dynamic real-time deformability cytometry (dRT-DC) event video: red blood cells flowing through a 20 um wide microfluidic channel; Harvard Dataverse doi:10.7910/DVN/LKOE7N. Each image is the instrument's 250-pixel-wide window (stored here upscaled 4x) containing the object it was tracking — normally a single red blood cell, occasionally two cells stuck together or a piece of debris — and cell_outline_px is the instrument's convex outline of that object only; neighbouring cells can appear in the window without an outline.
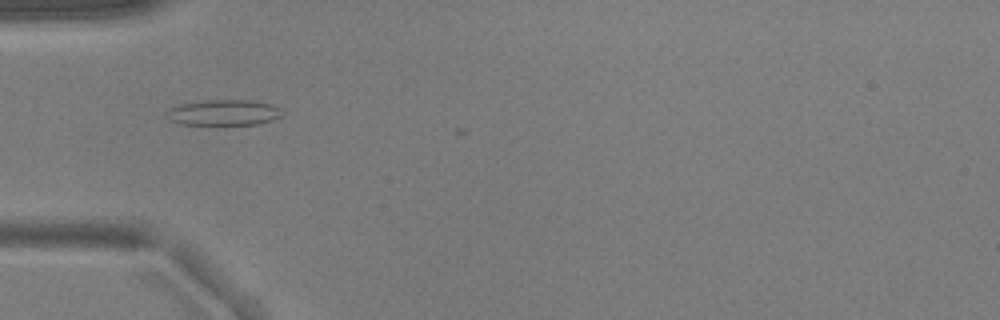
{"species": "common noctule bat (a hibernating species)", "species_latin": "Nyctalus noctula", "temperature_condition": "warm", "stored_images_in_passage": 3, "camera_frame_rate_fps": 3000, "um_per_image_px": 0.085, "animal": {"sex": "male", "body_mass_g": 17.9, "forearm_length_mm": 54.2}, "frame": {"image": 1, "passage_image": 1, "time_ms": 0.0, "image_size_px": [1000, 320], "cell_outline_px": [[280, 116], [272, 120], [260, 124], [224, 128], [180, 124], [172, 120], [168, 112], [172, 108], [180, 104], [204, 100], [252, 100], [272, 104], [280, 108]], "centroid_in_image_um": [19.06, 9.63], "position_along_channel_um": 65.9, "area_um2": 18.09}}